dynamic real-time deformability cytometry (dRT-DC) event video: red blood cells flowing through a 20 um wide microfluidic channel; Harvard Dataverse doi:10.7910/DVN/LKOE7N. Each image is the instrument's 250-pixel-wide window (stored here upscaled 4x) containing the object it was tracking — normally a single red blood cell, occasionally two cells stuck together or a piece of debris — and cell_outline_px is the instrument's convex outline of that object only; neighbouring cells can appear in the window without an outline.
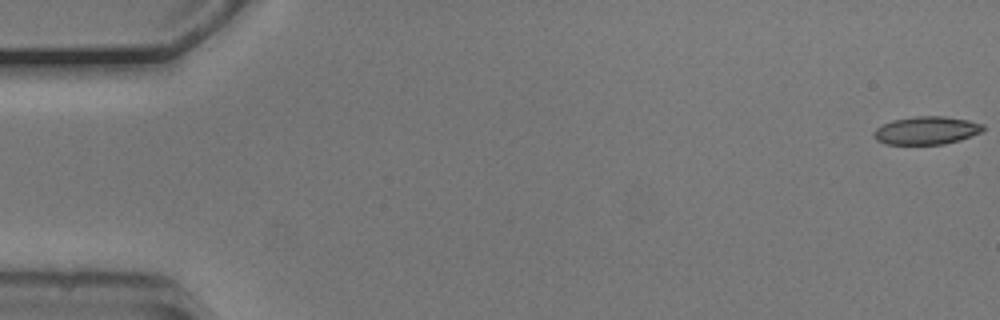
{"species": "common noctule bat (a hibernating species)", "species_latin": "Nyctalus noctula", "temperature_condition": "cold", "stored_images_in_passage": 54, "camera_frame_rate_fps": 3000, "um_per_image_px": 0.085, "animal": {"sex": "male", "body_mass_g": 20.5, "forearm_length_mm": 52.5}, "frame": {"image": 1, "passage_image": 1, "time_ms": 0.0, "image_size_px": [1000, 320], "cell_outline_px": [[984, 132], [960, 140], [944, 144], [884, 144], [876, 140], [872, 136], [872, 132], [876, 128], [892, 120], [916, 116], [944, 116], [968, 120], [984, 124]], "centroid_in_image_um": [78.76, 11.09], "position_along_channel_um": 6.2, "area_um2": 18.03}}
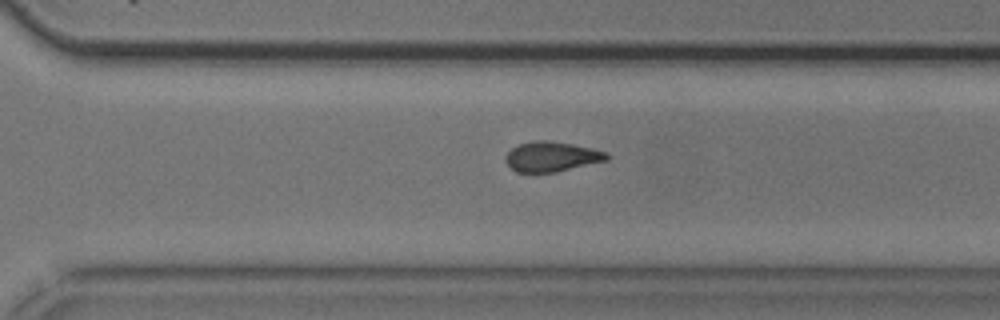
{"frame": {"image": 2, "passage_image": 38, "time_ms": 12.333, "image_size_px": [1000, 320], "cell_outline_px": [[612, 156], [608, 160], [556, 172], [516, 172], [504, 160], [508, 152], [512, 148], [520, 144], [532, 140], [548, 140], [572, 144], [592, 148], [608, 152]], "centroid_in_image_um": [46.93, 13.31], "position_along_channel_um": 323.7, "area_um2": 17.74}}
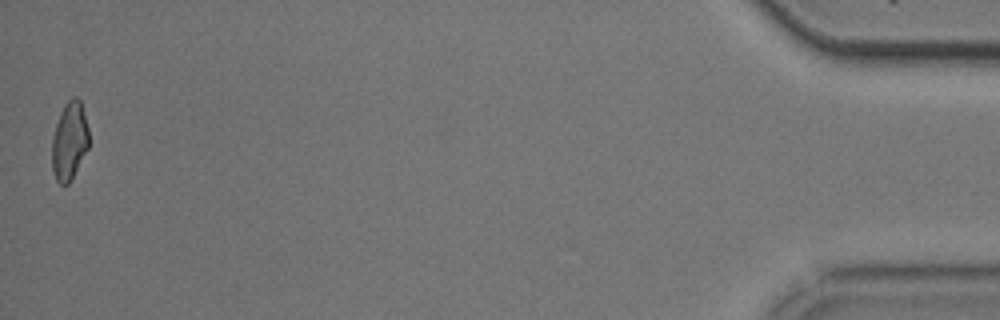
{"frame": {"image": 3, "passage_image": 54, "time_ms": 17.667, "image_size_px": [1000, 320], "cell_outline_px": [[88, 148], [68, 184], [60, 184], [56, 180], [52, 168], [52, 140], [56, 124], [60, 112], [64, 104], [72, 96], [76, 96], [80, 100], [88, 128]], "centroid_in_image_um": [5.89, 11.95], "position_along_channel_um": 429.3, "area_um2": 16.59}, "authors_computed_cell_mechanics": {"area_um2": 18.1781, "velocity_mm_per_s": 3.7478, "shape_relaxation_time_tau1_ms": 4.9631, "shape_relaxation_time_tau2_ms": 3.4034, "deformation_change_tau1": 0.1062, "deformation_change_tau2": 0.1078}}